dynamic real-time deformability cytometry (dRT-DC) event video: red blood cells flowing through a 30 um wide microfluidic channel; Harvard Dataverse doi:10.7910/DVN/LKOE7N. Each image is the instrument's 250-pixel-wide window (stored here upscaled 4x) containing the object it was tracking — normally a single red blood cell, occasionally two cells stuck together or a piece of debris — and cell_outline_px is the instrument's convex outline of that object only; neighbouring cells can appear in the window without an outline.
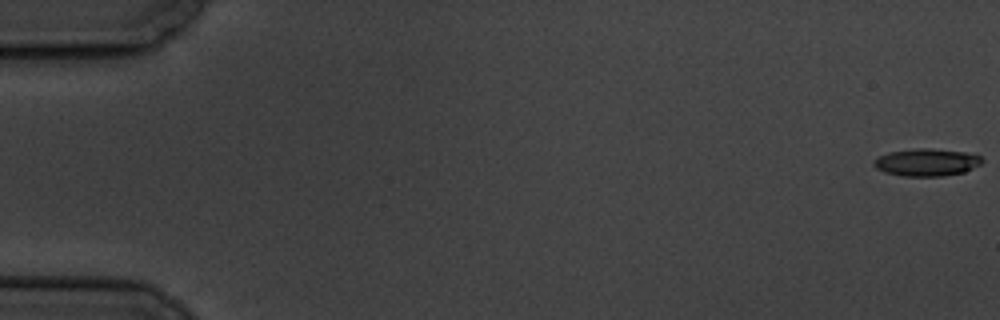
{"species": "common noctule bat (a hibernating species)", "species_latin": "Nyctalus noctula", "temperature_condition": "cold", "stored_images_in_passage": 6, "segment_of_instrument_passage": [1, 2], "camera_frame_rate_fps": 3000, "um_per_image_px": 0.085, "animal": {"sex": "male", "body_mass_g": 19.5, "forearm_length_mm": 54.6}, "frame": {"image": 1, "passage_image": 1, "time_ms": 0.0, "image_size_px": [1000, 320], "cell_outline_px": [[984, 160], [980, 164], [964, 172], [944, 176], [900, 176], [884, 172], [876, 168], [872, 164], [872, 160], [876, 156], [888, 152], [916, 148], [932, 148], [976, 152]], "centroid_in_image_um": [78.77, 13.78], "position_along_channel_um": 6.2, "area_um2": 17.86}}
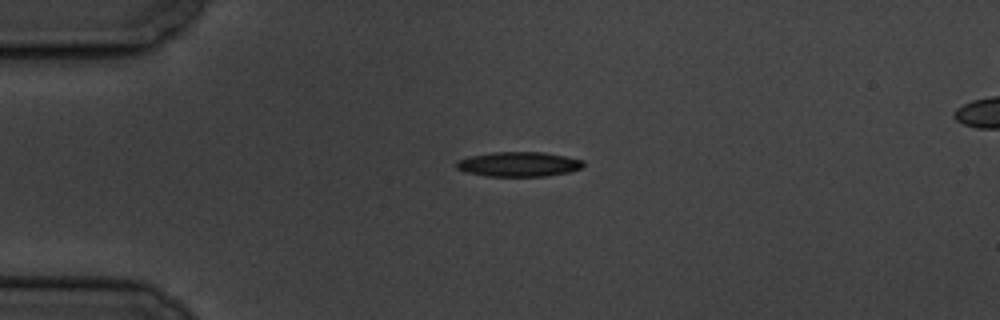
{"frame": {"image": 2, "passage_image": 4, "time_ms": 4.667, "image_size_px": [1000, 320], "cell_outline_px": [[584, 164], [580, 168], [572, 172], [548, 176], [484, 176], [464, 172], [456, 168], [456, 160], [468, 156], [492, 152], [544, 152], [584, 160]], "centroid_in_image_um": [44.06, 13.96], "position_along_channel_um": 40.9, "area_um2": 18.55}}